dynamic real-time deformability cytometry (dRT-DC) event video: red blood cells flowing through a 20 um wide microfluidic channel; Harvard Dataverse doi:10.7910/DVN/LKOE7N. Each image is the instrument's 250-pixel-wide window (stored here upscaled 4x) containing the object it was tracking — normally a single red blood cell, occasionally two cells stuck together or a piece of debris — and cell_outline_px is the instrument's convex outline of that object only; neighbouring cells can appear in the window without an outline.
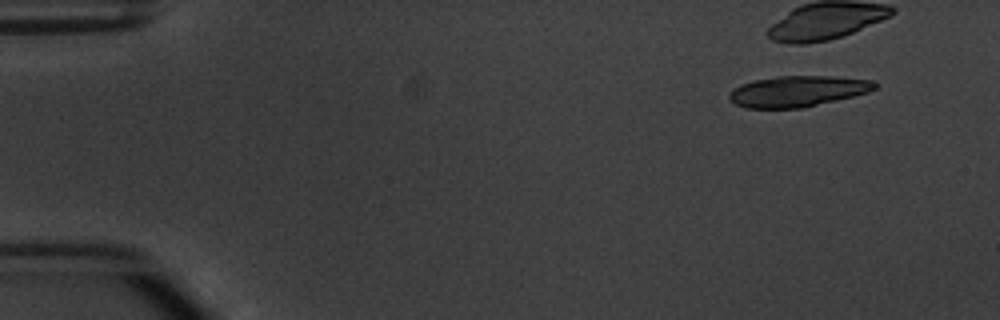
{"species": "common noctule bat (a hibernating species)", "species_latin": "Nyctalus noctula", "temperature_condition": "warm", "stored_images_in_passage": 5, "camera_frame_rate_fps": 3000, "um_per_image_px": 0.085, "animal": {"sex": "male", "body_mass_g": 20.1, "forearm_length_mm": 53.5}, "frame": {"image": 1, "passage_image": 2, "time_ms": 1.0, "image_size_px": [1000, 320], "cell_outline_px": [[880, 84], [876, 88], [868, 92], [804, 108], [744, 108], [728, 100], [728, 92], [732, 88], [740, 84], [756, 80], [780, 76], [828, 76], [872, 80]], "centroid_in_image_um": [67.76, 7.76], "position_along_channel_um": 17.2, "area_um2": 26.3}}